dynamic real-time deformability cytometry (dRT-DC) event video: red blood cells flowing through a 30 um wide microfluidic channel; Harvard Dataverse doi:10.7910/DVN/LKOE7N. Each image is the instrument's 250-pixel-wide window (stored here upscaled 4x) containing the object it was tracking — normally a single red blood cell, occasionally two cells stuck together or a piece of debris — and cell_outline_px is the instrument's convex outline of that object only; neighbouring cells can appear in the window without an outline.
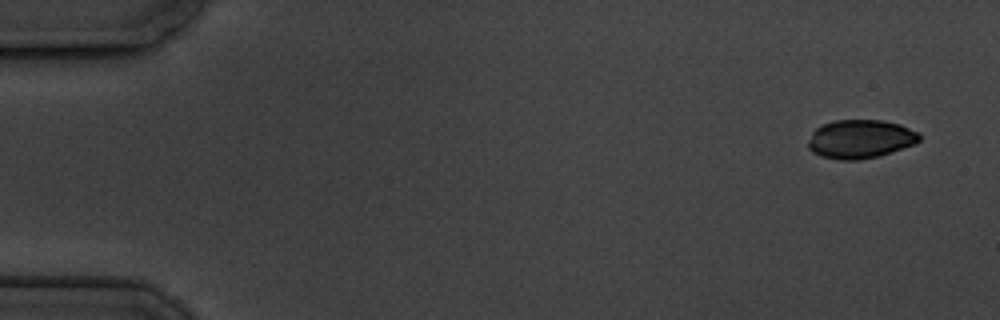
{"species": "common noctule bat (a hibernating species)", "species_latin": "Nyctalus noctula", "temperature_condition": "cold", "stored_images_in_passage": 4, "camera_frame_rate_fps": 3000, "um_per_image_px": 0.085, "animal": {"sex": "male", "body_mass_g": 19.5, "forearm_length_mm": 54.6}, "frame": {"image": 1, "passage_image": 1, "time_ms": 0.0, "image_size_px": [1000, 320], "cell_outline_px": [[920, 140], [916, 144], [880, 156], [860, 160], [836, 160], [820, 156], [812, 152], [808, 148], [808, 140], [812, 132], [816, 128], [824, 124], [836, 120], [880, 120], [900, 124], [920, 132]], "centroid_in_image_um": [73.14, 11.83], "position_along_channel_um": 11.9, "area_um2": 25.37}}
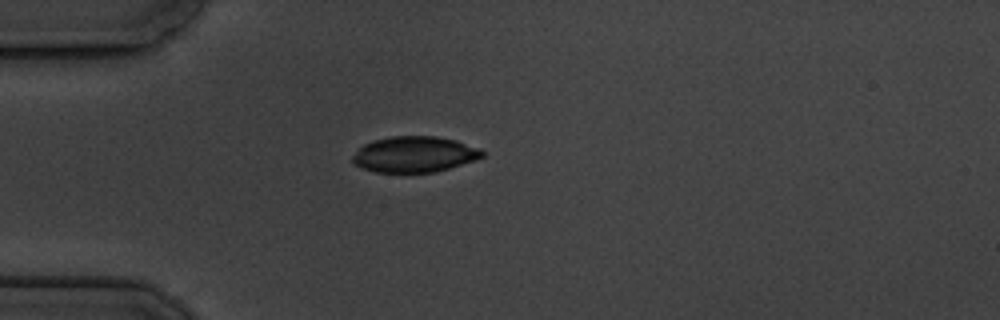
{"frame": {"image": 2, "passage_image": 4, "time_ms": 4.333, "image_size_px": [1000, 320], "cell_outline_px": [[484, 156], [476, 160], [436, 172], [376, 172], [360, 168], [352, 164], [352, 156], [364, 144], [372, 140], [392, 136], [436, 136], [456, 140], [480, 148], [484, 152]], "centroid_in_image_um": [35.22, 13.12], "position_along_channel_um": 49.8, "area_um2": 27.28}}